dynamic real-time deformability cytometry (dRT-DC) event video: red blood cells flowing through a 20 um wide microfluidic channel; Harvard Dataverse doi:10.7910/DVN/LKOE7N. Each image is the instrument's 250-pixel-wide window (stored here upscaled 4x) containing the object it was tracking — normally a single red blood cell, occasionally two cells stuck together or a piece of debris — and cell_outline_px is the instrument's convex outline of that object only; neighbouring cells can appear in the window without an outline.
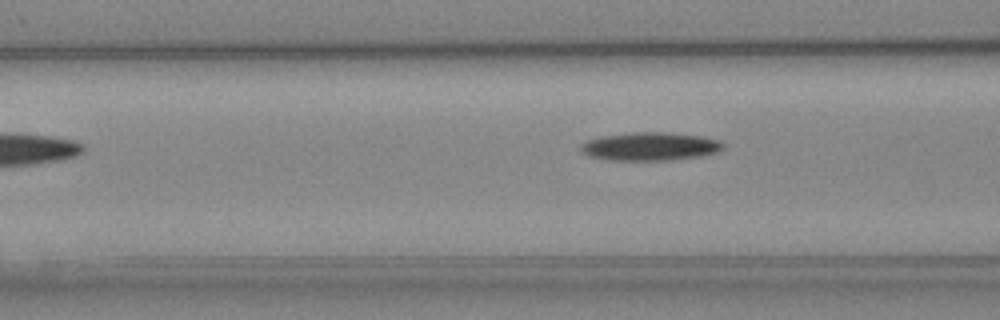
{"species": "Egyptian fruit bat (a non-hibernating species)", "species_latin": "Rousettus aegyptiacus", "temperature_condition": "cold", "stored_images_in_passage": 5, "camera_frame_rate_fps": 3000, "um_per_image_px": 0.085, "animal": {"sex": "female"}, "frame": {"image": 1, "passage_image": 5, "time_ms": 5.667, "image_size_px": [1000, 320], "cell_outline_px": [[724, 148], [716, 152], [700, 156], [672, 160], [608, 160], [588, 156], [580, 148], [580, 144], [588, 140], [600, 136], [632, 132], [672, 132], [700, 136], [720, 140], [724, 144]], "centroid_in_image_um": [55.26, 12.44], "position_along_channel_um": 111.3, "area_um2": 23.58}}